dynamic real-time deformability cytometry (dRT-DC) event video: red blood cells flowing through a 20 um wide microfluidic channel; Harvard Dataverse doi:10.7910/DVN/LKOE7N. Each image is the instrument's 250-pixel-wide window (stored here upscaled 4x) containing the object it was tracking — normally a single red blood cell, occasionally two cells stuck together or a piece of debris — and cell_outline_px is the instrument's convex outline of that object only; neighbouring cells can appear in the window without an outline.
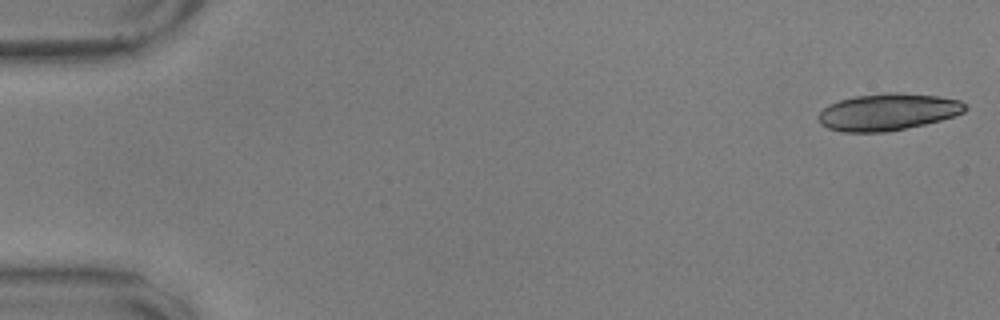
{"species": "common noctule bat (a hibernating species)", "species_latin": "Nyctalus noctula", "temperature_condition": "warm", "stored_images_in_passage": 11, "camera_frame_rate_fps": 3000, "um_per_image_px": 0.085, "animal": {"sex": "male", "body_mass_g": 17.9, "forearm_length_mm": 54.2}, "frame": {"image": 1, "passage_image": 1, "time_ms": 0.0, "image_size_px": [1000, 320], "cell_outline_px": [[968, 108], [964, 112], [940, 120], [924, 124], [888, 132], [840, 132], [828, 128], [820, 124], [820, 112], [828, 104], [840, 100], [856, 96], [884, 92], [900, 92], [940, 96], [960, 100]], "centroid_in_image_um": [75.47, 9.51], "position_along_channel_um": 9.5, "area_um2": 31.62}}